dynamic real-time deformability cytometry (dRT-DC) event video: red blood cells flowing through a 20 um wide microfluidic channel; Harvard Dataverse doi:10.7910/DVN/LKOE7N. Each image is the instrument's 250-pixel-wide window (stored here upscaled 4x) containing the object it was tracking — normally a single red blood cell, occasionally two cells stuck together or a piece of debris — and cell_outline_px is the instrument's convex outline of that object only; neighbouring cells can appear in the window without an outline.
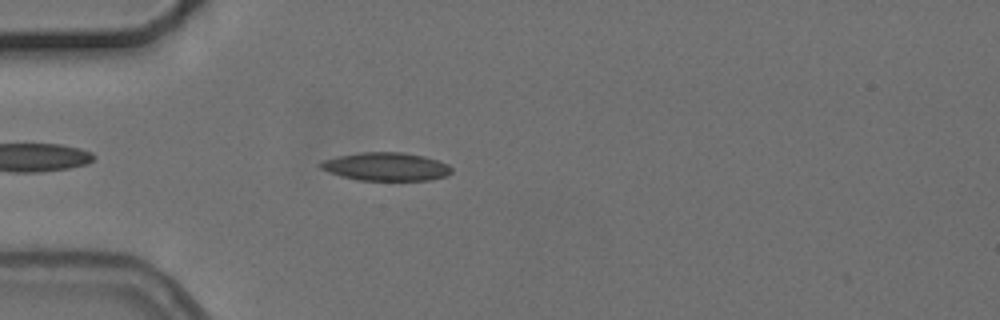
{"species": "common noctule bat (a hibernating species)", "species_latin": "Nyctalus noctula", "temperature_condition": "cold", "stored_images_in_passage": 5, "camera_frame_rate_fps": 3000, "um_per_image_px": 0.085, "animal": {"sex": "female", "body_mass_g": 24.6, "forearm_length_mm": 56.2}, "frame": {"image": 1, "passage_image": 4, "time_ms": 3.667, "image_size_px": [1000, 320], "cell_outline_px": [[452, 172], [448, 176], [428, 180], [360, 180], [344, 176], [320, 168], [320, 164], [324, 160], [336, 156], [360, 152], [404, 152], [424, 156], [448, 164], [452, 168]], "centroid_in_image_um": [32.87, 14.15], "position_along_channel_um": 52.1, "area_um2": 21.39}}